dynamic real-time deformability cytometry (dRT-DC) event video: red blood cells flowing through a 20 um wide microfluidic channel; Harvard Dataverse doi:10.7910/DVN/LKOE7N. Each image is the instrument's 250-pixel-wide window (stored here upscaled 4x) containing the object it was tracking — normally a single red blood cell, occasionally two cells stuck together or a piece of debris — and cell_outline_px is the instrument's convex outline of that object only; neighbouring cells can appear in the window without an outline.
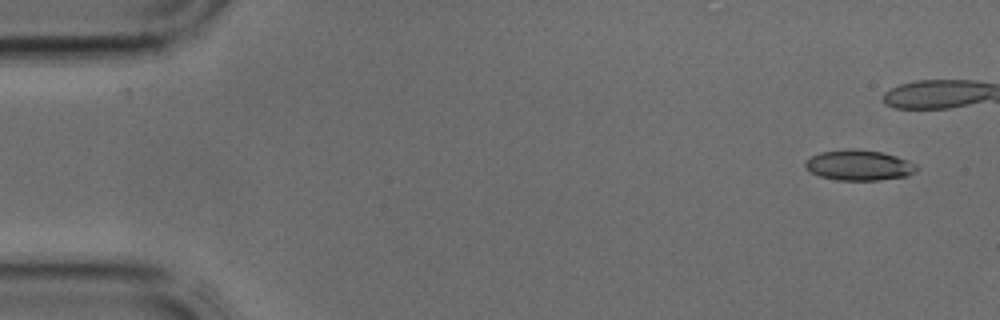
{"species": "common noctule bat (a hibernating species)", "species_latin": "Nyctalus noctula", "temperature_condition": "cold", "stored_images_in_passage": 5, "camera_frame_rate_fps": 3000, "um_per_image_px": 0.085, "animal": {"sex": "male", "body_mass_g": 17.9, "forearm_length_mm": 54.2}, "frame": {"image": 1, "passage_image": 1, "time_ms": 0.0, "image_size_px": [1000, 320], "cell_outline_px": [[920, 168], [916, 172], [908, 176], [876, 180], [836, 180], [820, 176], [804, 168], [804, 164], [812, 156], [820, 152], [848, 148], [884, 152], [908, 160], [916, 164]], "centroid_in_image_um": [73.05, 14.04], "position_along_channel_um": 12.0, "area_um2": 19.88}}
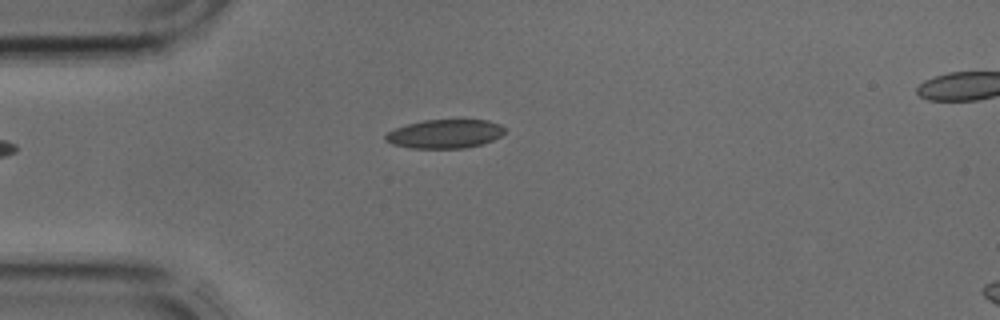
{"frame": {"image": 2, "passage_image": 5, "time_ms": 1.333, "image_size_px": [1000, 320], "cell_outline_px": [[508, 128], [500, 136], [492, 140], [480, 144], [464, 148], [412, 148], [392, 144], [384, 140], [384, 136], [388, 132], [396, 128], [408, 124], [424, 120], [488, 120], [500, 124]], "centroid_in_image_um": [37.83, 11.37], "position_along_channel_um": 47.2, "area_um2": 19.94}}